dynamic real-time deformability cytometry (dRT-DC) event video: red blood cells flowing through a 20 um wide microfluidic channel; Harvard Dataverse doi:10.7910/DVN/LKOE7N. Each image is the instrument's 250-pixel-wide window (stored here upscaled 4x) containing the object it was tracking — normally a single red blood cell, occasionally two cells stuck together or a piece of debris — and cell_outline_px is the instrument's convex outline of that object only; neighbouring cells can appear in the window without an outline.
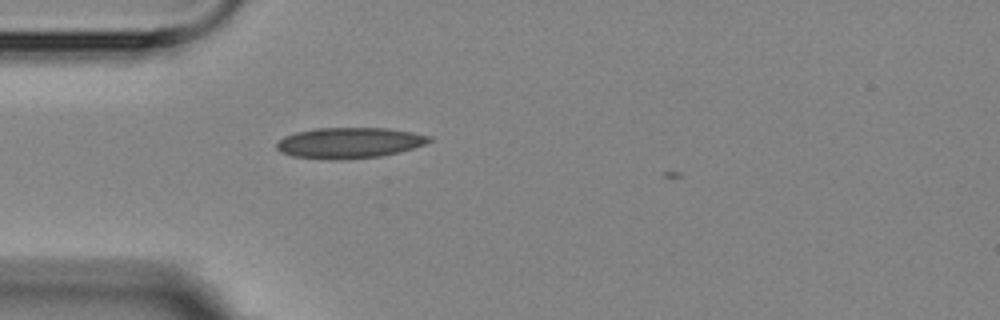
{"species": "Egyptian fruit bat (a non-hibernating species)", "species_latin": "Rousettus aegyptiacus", "temperature_condition": "room temperature", "stored_images_in_passage": 1, "camera_frame_rate_fps": 3000, "um_per_image_px": 0.085, "animal": {"sex": "female"}, "frame": {"image": 1, "passage_image": 1, "time_ms": 0.0, "image_size_px": [1000, 320], "cell_outline_px": [[432, 140], [424, 144], [400, 152], [380, 156], [340, 160], [328, 160], [292, 156], [280, 152], [276, 148], [276, 144], [284, 136], [296, 132], [316, 128], [384, 128], [412, 132], [432, 136]], "centroid_in_image_um": [29.67, 12.15], "position_along_channel_um": 55.3, "area_um2": 27.4}}